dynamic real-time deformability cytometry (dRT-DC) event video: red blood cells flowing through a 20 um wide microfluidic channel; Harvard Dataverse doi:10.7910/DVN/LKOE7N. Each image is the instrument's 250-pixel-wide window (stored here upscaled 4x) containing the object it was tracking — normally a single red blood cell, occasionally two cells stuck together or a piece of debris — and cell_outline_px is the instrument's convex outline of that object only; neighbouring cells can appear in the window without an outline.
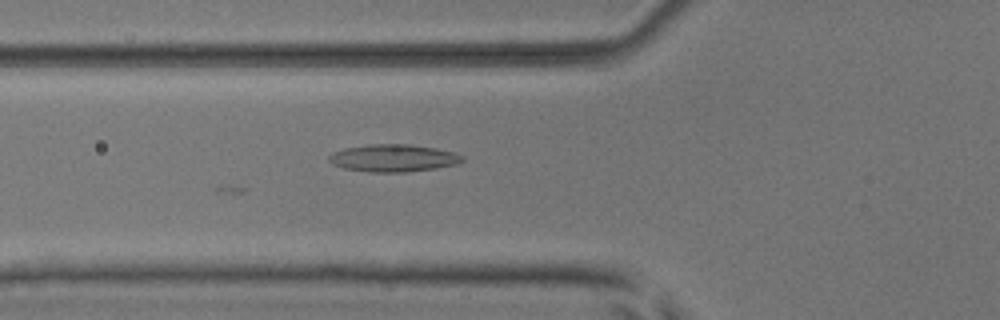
{"species": "common noctule bat (a hibernating species)", "species_latin": "Nyctalus noctula", "temperature_condition": "room temperature", "stored_images_in_passage": 6, "camera_frame_rate_fps": 3000, "um_per_image_px": 0.085, "animal": {"sex": "male", "body_mass_g": 17.9, "forearm_length_mm": 54.2}, "frame": {"image": 1, "passage_image": 6, "time_ms": 1.667, "image_size_px": [1000, 320], "cell_outline_px": [[464, 160], [456, 164], [436, 168], [408, 172], [368, 172], [344, 168], [332, 164], [328, 160], [328, 156], [332, 152], [344, 148], [368, 144], [408, 144], [436, 148], [456, 152], [464, 156]], "centroid_in_image_um": [33.43, 13.43], "position_along_channel_um": 92.4, "area_um2": 21.5}}